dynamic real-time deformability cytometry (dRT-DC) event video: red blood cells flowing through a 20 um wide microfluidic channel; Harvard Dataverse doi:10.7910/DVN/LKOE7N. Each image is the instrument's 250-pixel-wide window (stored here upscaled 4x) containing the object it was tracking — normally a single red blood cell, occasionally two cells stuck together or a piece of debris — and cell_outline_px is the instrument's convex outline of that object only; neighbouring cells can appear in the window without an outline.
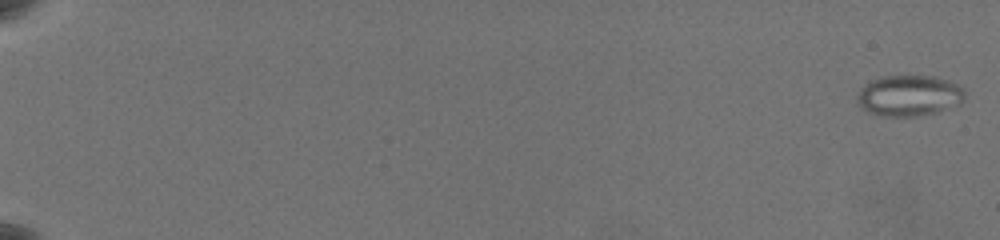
{"species": "common noctule bat (a hibernating species)", "species_latin": "Nyctalus noctula", "temperature_condition": "warm", "stored_images_in_passage": 64, "camera_frame_rate_fps": 3000, "um_per_image_px": 0.085, "animal": {"sex": "female", "body_mass_g": 19.5, "forearm_length_mm": 54.1}, "frame": {"image": 1, "passage_image": 2, "time_ms": 0.333, "image_size_px": [1000, 240], "cell_outline_px": [[964, 100], [960, 104], [936, 112], [916, 116], [876, 116], [860, 108], [856, 104], [856, 96], [860, 88], [864, 84], [872, 80], [884, 76], [932, 76], [948, 80], [964, 88]], "centroid_in_image_um": [77.22, 8.14], "position_along_channel_um": 7.8, "area_um2": 25.95}}
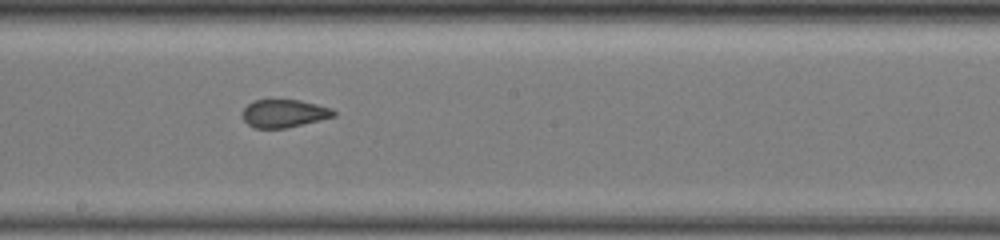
{"frame": {"image": 2, "passage_image": 40, "time_ms": 13.0, "image_size_px": [1000, 240], "cell_outline_px": [[336, 116], [284, 128], [256, 128], [248, 124], [244, 120], [244, 108], [248, 104], [256, 100], [300, 100], [332, 108], [336, 112]], "centroid_in_image_um": [24.17, 9.63], "position_along_channel_um": 224.0, "area_um2": 14.57}}
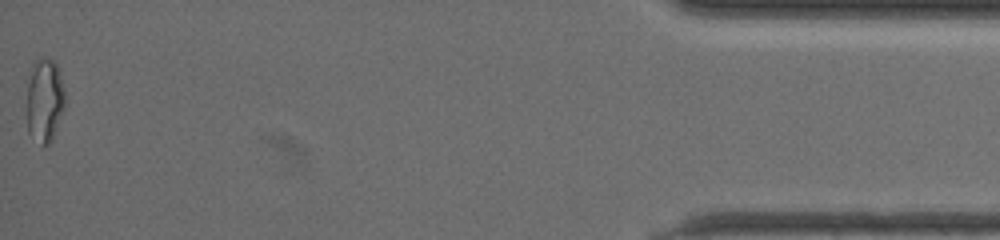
{"frame": {"image": 3, "passage_image": 64, "time_ms": 21.0, "image_size_px": [1000, 240], "cell_outline_px": [[64, 108], [52, 140], [44, 148], [28, 132], [28, 84], [32, 64], [40, 56], [44, 56], [56, 60], [64, 88]], "centroid_in_image_um": [3.81, 8.48], "position_along_channel_um": 431.4, "area_um2": 18.73}, "authors_computed_cell_mechanics": {"area_um2": 17.3689, "velocity_mm_per_s": 3.5601, "shape_relaxation_time_tau1_ms": null, "shape_relaxation_time_tau2_ms": 0.911, "deformation_change_tau1": null, "deformation_change_tau2": 0.0667}}